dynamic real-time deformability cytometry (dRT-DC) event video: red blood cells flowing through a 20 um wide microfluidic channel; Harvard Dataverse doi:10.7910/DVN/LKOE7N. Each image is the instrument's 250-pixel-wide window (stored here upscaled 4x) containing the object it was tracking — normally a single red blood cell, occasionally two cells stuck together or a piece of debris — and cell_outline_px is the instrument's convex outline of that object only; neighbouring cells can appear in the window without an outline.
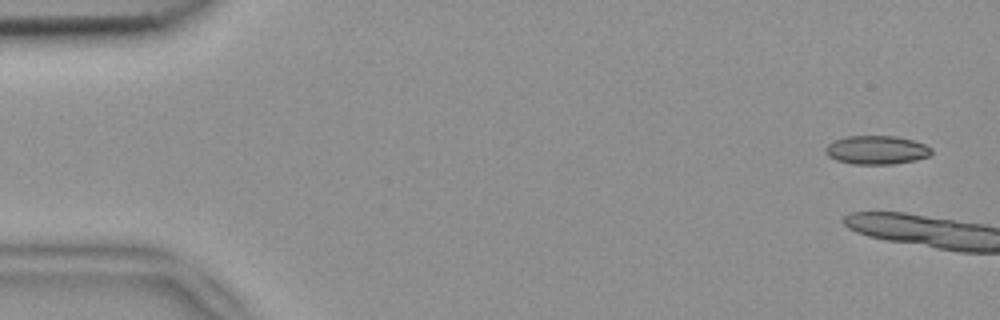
{"species": "common noctule bat (a hibernating species)", "species_latin": "Nyctalus noctula", "temperature_condition": "room temperature", "stored_images_in_passage": 3, "camera_frame_rate_fps": 3000, "um_per_image_px": 0.085, "animal": {"sex": "female", "body_mass_g": 18.4}, "frame": {"image": 1, "passage_image": 1, "time_ms": 0.0, "image_size_px": [1000, 320], "cell_outline_px": [[932, 152], [928, 156], [916, 160], [892, 164], [852, 164], [836, 160], [828, 156], [824, 152], [824, 148], [828, 144], [844, 136], [896, 136], [912, 140], [924, 144], [932, 148]], "centroid_in_image_um": [74.49, 12.75], "position_along_channel_um": 10.5, "area_um2": 17.74}}